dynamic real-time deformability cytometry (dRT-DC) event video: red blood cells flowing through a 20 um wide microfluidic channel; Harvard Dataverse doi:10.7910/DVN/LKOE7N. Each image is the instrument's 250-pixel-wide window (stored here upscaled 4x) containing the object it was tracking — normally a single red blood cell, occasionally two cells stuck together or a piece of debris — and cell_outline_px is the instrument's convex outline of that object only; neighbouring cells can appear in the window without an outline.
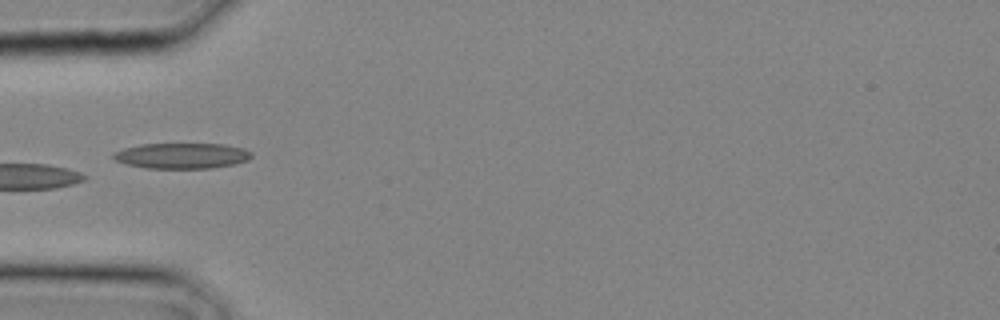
{"species": "common noctule bat (a hibernating species)", "species_latin": "Nyctalus noctula", "temperature_condition": "cold", "stored_images_in_passage": 2, "camera_frame_rate_fps": 3000, "um_per_image_px": 0.085, "animal": {"sex": "male", "body_mass_g": 20.4}, "frame": {"image": 1, "passage_image": 2, "time_ms": 0.333, "image_size_px": [1000, 320], "cell_outline_px": [[252, 156], [248, 160], [232, 164], [212, 168], [144, 168], [128, 164], [116, 160], [112, 156], [112, 152], [124, 148], [140, 144], [224, 144], [244, 148], [252, 152]], "centroid_in_image_um": [15.45, 13.23], "position_along_channel_um": 69.5, "area_um2": 20.58}}